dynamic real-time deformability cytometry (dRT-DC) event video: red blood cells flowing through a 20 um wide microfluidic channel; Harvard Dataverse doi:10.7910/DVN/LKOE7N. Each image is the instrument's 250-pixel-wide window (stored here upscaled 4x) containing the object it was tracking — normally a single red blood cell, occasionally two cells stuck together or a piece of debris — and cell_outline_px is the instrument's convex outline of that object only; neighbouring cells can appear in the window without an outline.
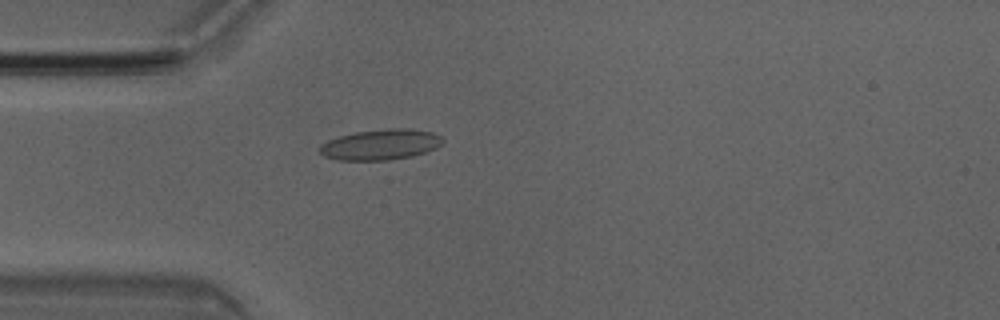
{"species": "Egyptian fruit bat (a non-hibernating species)", "species_latin": "Rousettus aegyptiacus", "temperature_condition": "room temperature", "stored_images_in_passage": 4, "camera_frame_rate_fps": 3000, "um_per_image_px": 0.085, "animal": {"sex": "male"}, "frame": {"image": 1, "passage_image": 4, "time_ms": 1.0, "image_size_px": [1000, 320], "cell_outline_px": [[444, 140], [436, 148], [412, 156], [388, 160], [340, 160], [324, 156], [320, 152], [320, 144], [328, 140], [340, 136], [356, 132], [388, 128], [412, 128], [432, 132], [440, 136]], "centroid_in_image_um": [32.36, 12.28], "position_along_channel_um": 52.6, "area_um2": 21.85}}